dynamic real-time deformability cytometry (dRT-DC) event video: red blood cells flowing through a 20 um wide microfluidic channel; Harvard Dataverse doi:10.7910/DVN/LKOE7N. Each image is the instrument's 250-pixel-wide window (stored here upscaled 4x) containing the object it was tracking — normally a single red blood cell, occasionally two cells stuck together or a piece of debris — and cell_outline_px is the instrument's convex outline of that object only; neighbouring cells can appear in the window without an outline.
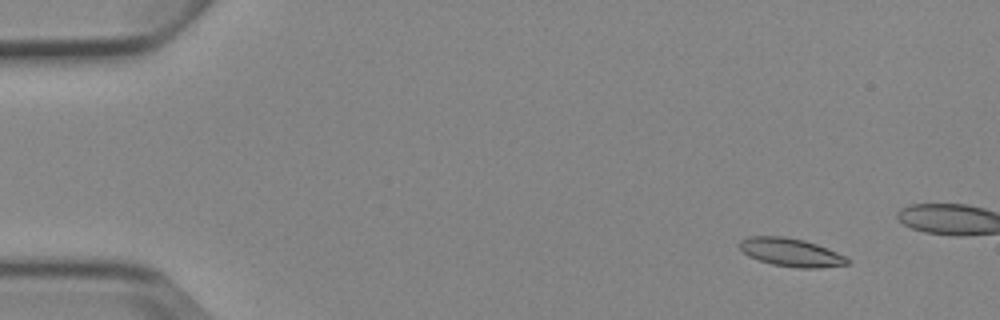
{"species": "Egyptian fruit bat (a non-hibernating species)", "species_latin": "Rousettus aegyptiacus", "temperature_condition": "cold", "stored_images_in_passage": 5, "camera_frame_rate_fps": 3000, "um_per_image_px": 0.085, "animal": {"sex": "female"}, "frame": {"image": 1, "passage_image": 2, "time_ms": 1.333, "image_size_px": [1000, 320], "cell_outline_px": [[848, 264], [820, 268], [796, 268], [772, 264], [748, 256], [740, 248], [740, 240], [748, 236], [784, 236], [804, 240], [816, 244], [836, 252], [844, 256], [848, 260]], "centroid_in_image_um": [67.2, 21.45], "position_along_channel_um": 17.8, "area_um2": 17.57}}